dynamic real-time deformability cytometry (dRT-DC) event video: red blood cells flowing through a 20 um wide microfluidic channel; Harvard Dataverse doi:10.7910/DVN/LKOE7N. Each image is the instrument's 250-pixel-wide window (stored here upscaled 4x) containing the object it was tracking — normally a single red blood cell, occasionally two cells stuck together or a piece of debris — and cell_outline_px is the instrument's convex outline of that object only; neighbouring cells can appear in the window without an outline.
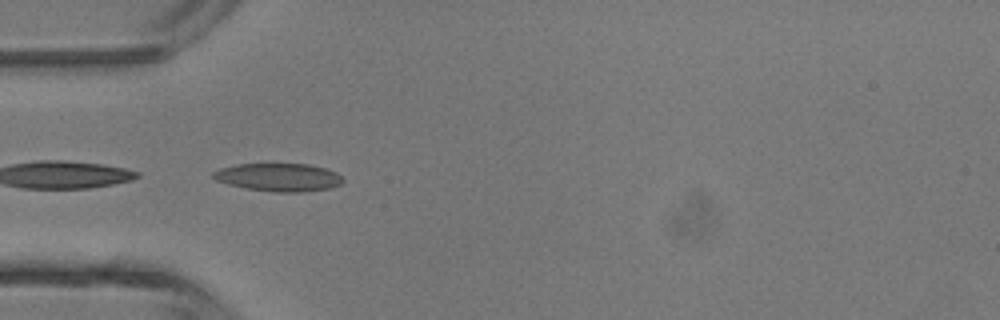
{"species": "common noctule bat (a hibernating species)", "species_latin": "Nyctalus noctula", "temperature_condition": "room temperature", "stored_images_in_passage": 23, "camera_frame_rate_fps": 3000, "um_per_image_px": 0.085, "animal": {"sex": "male", "body_mass_g": 13.3}, "frame": {"image": 1, "passage_image": 4, "time_ms": 1.0, "image_size_px": [1000, 320], "cell_outline_px": [[344, 180], [340, 184], [332, 188], [300, 192], [276, 192], [248, 188], [228, 184], [216, 180], [212, 176], [212, 172], [220, 168], [236, 164], [308, 164], [328, 168], [336, 172]], "centroid_in_image_um": [23.71, 15.06], "position_along_channel_um": 61.3, "area_um2": 21.15}}
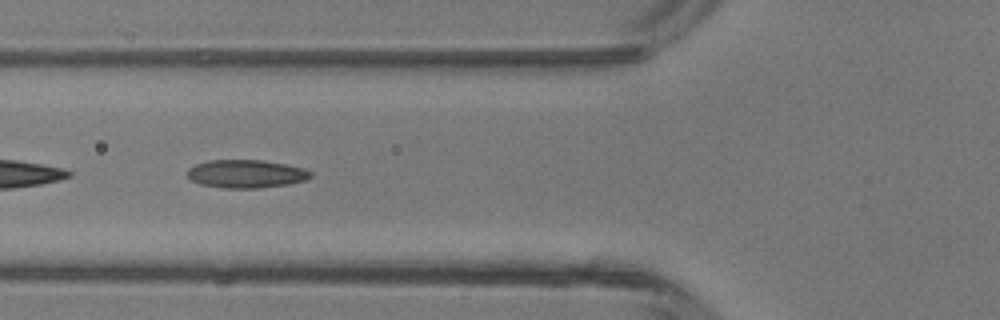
{"frame": {"image": 2, "passage_image": 7, "time_ms": 2.0, "image_size_px": [1000, 320], "cell_outline_px": [[312, 176], [304, 180], [288, 184], [260, 188], [220, 188], [200, 184], [192, 180], [188, 176], [188, 168], [196, 164], [208, 160], [264, 160], [304, 168], [312, 172]], "centroid_in_image_um": [20.91, 14.77], "position_along_channel_um": 104.9, "area_um2": 20.23}}
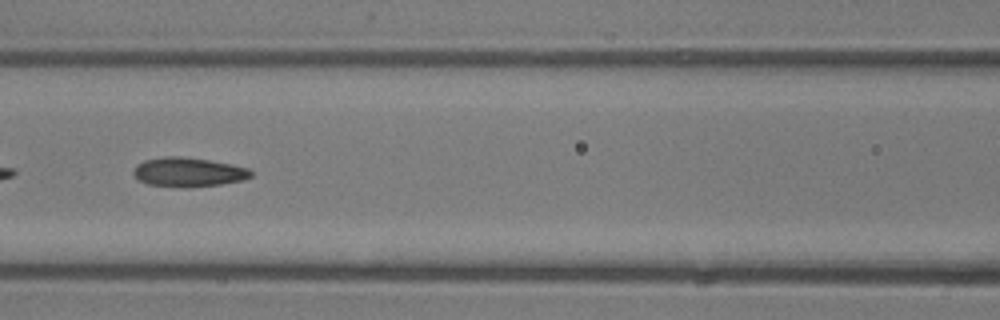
{"frame": {"image": 3, "passage_image": 10, "time_ms": 3.0, "image_size_px": [1000, 320], "cell_outline_px": [[252, 176], [244, 180], [220, 184], [188, 188], [148, 184], [136, 180], [132, 172], [136, 164], [144, 160], [168, 156], [176, 156], [208, 160], [248, 168], [252, 172]], "centroid_in_image_um": [15.96, 14.64], "position_along_channel_um": 150.6, "area_um2": 20.0}}